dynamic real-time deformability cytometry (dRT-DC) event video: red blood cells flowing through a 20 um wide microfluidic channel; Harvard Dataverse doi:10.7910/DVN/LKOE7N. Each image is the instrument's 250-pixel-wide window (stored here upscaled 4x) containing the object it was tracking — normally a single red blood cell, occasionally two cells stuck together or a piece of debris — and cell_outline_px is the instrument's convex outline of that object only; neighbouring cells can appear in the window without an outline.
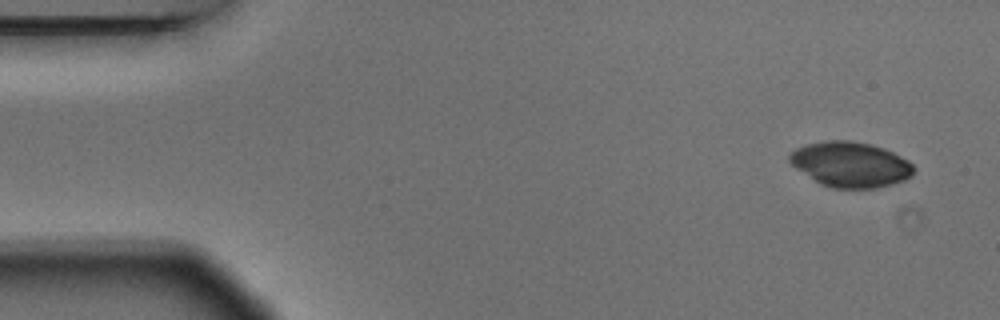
{"species": "Egyptian fruit bat (a non-hibernating species)", "species_latin": "Rousettus aegyptiacus", "temperature_condition": "warm", "stored_images_in_passage": 5, "camera_frame_rate_fps": 3000, "um_per_image_px": 0.085, "animal": {"sex": "male"}, "frame": {"image": 1, "passage_image": 1, "time_ms": 0.0, "image_size_px": [1000, 320], "cell_outline_px": [[916, 168], [912, 176], [904, 180], [892, 184], [876, 188], [832, 188], [820, 184], [796, 168], [788, 160], [788, 156], [796, 148], [804, 144], [824, 140], [852, 140], [884, 148], [908, 160]], "centroid_in_image_um": [72.29, 13.97], "position_along_channel_um": 12.7, "area_um2": 32.89}}